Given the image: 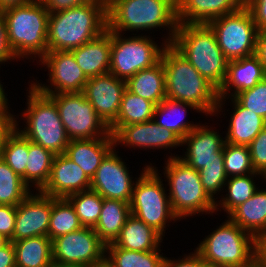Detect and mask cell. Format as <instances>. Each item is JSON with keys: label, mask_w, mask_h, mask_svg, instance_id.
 Returning <instances> with one entry per match:
<instances>
[{"label": "cell", "mask_w": 266, "mask_h": 267, "mask_svg": "<svg viewBox=\"0 0 266 267\" xmlns=\"http://www.w3.org/2000/svg\"><path fill=\"white\" fill-rule=\"evenodd\" d=\"M39 61L48 68V80L51 84L50 87L39 82L30 83L39 92L45 95L83 92L89 78L80 69L70 51L47 52Z\"/></svg>", "instance_id": "obj_14"}, {"label": "cell", "mask_w": 266, "mask_h": 267, "mask_svg": "<svg viewBox=\"0 0 266 267\" xmlns=\"http://www.w3.org/2000/svg\"><path fill=\"white\" fill-rule=\"evenodd\" d=\"M56 104L70 140L95 139L112 135L83 92L48 95Z\"/></svg>", "instance_id": "obj_12"}, {"label": "cell", "mask_w": 266, "mask_h": 267, "mask_svg": "<svg viewBox=\"0 0 266 267\" xmlns=\"http://www.w3.org/2000/svg\"><path fill=\"white\" fill-rule=\"evenodd\" d=\"M265 78L266 70L255 54L249 57L230 60L228 62L226 79L218 90L219 100L216 114L221 111L220 109L225 104L223 103L226 101L224 99H228L229 96L234 97L237 93L253 88ZM231 88L234 89L232 93L230 92ZM227 95L229 96L227 97Z\"/></svg>", "instance_id": "obj_21"}, {"label": "cell", "mask_w": 266, "mask_h": 267, "mask_svg": "<svg viewBox=\"0 0 266 267\" xmlns=\"http://www.w3.org/2000/svg\"><path fill=\"white\" fill-rule=\"evenodd\" d=\"M126 81L111 73L90 77L83 93L91 103L95 112L110 127L117 118Z\"/></svg>", "instance_id": "obj_17"}, {"label": "cell", "mask_w": 266, "mask_h": 267, "mask_svg": "<svg viewBox=\"0 0 266 267\" xmlns=\"http://www.w3.org/2000/svg\"><path fill=\"white\" fill-rule=\"evenodd\" d=\"M5 91L3 89V85L0 83V112H2L3 110H7L8 107V99L5 96Z\"/></svg>", "instance_id": "obj_54"}, {"label": "cell", "mask_w": 266, "mask_h": 267, "mask_svg": "<svg viewBox=\"0 0 266 267\" xmlns=\"http://www.w3.org/2000/svg\"><path fill=\"white\" fill-rule=\"evenodd\" d=\"M192 253L177 260L165 256L162 267H210L195 250Z\"/></svg>", "instance_id": "obj_46"}, {"label": "cell", "mask_w": 266, "mask_h": 267, "mask_svg": "<svg viewBox=\"0 0 266 267\" xmlns=\"http://www.w3.org/2000/svg\"><path fill=\"white\" fill-rule=\"evenodd\" d=\"M51 267H75V266H62L53 263Z\"/></svg>", "instance_id": "obj_58"}, {"label": "cell", "mask_w": 266, "mask_h": 267, "mask_svg": "<svg viewBox=\"0 0 266 267\" xmlns=\"http://www.w3.org/2000/svg\"><path fill=\"white\" fill-rule=\"evenodd\" d=\"M178 24L176 0H115L107 7V29L116 33L167 27L164 42L168 44Z\"/></svg>", "instance_id": "obj_3"}, {"label": "cell", "mask_w": 266, "mask_h": 267, "mask_svg": "<svg viewBox=\"0 0 266 267\" xmlns=\"http://www.w3.org/2000/svg\"><path fill=\"white\" fill-rule=\"evenodd\" d=\"M107 30V7L102 0L49 13L47 52L70 51Z\"/></svg>", "instance_id": "obj_1"}, {"label": "cell", "mask_w": 266, "mask_h": 267, "mask_svg": "<svg viewBox=\"0 0 266 267\" xmlns=\"http://www.w3.org/2000/svg\"><path fill=\"white\" fill-rule=\"evenodd\" d=\"M29 86L27 108L22 114L26 127L19 131L29 141L41 145L54 155L64 154L70 139L55 102L32 84Z\"/></svg>", "instance_id": "obj_7"}, {"label": "cell", "mask_w": 266, "mask_h": 267, "mask_svg": "<svg viewBox=\"0 0 266 267\" xmlns=\"http://www.w3.org/2000/svg\"><path fill=\"white\" fill-rule=\"evenodd\" d=\"M128 168L120 158L115 147L105 156L91 178L90 189L103 198L130 203L136 181L132 182Z\"/></svg>", "instance_id": "obj_15"}, {"label": "cell", "mask_w": 266, "mask_h": 267, "mask_svg": "<svg viewBox=\"0 0 266 267\" xmlns=\"http://www.w3.org/2000/svg\"><path fill=\"white\" fill-rule=\"evenodd\" d=\"M204 124L191 130L183 139L182 146L188 147L185 156L179 157L185 164L193 169L200 170L205 164L224 163L223 139L217 131Z\"/></svg>", "instance_id": "obj_18"}, {"label": "cell", "mask_w": 266, "mask_h": 267, "mask_svg": "<svg viewBox=\"0 0 266 267\" xmlns=\"http://www.w3.org/2000/svg\"><path fill=\"white\" fill-rule=\"evenodd\" d=\"M162 241L158 231L130 214L114 244L131 251H153L160 247Z\"/></svg>", "instance_id": "obj_26"}, {"label": "cell", "mask_w": 266, "mask_h": 267, "mask_svg": "<svg viewBox=\"0 0 266 267\" xmlns=\"http://www.w3.org/2000/svg\"><path fill=\"white\" fill-rule=\"evenodd\" d=\"M16 58L17 57L9 45L6 23L0 12V64L11 59L15 60Z\"/></svg>", "instance_id": "obj_48"}, {"label": "cell", "mask_w": 266, "mask_h": 267, "mask_svg": "<svg viewBox=\"0 0 266 267\" xmlns=\"http://www.w3.org/2000/svg\"><path fill=\"white\" fill-rule=\"evenodd\" d=\"M111 31V57L109 73L127 81L137 72L150 68L161 60L166 43L158 46L149 36L126 38Z\"/></svg>", "instance_id": "obj_10"}, {"label": "cell", "mask_w": 266, "mask_h": 267, "mask_svg": "<svg viewBox=\"0 0 266 267\" xmlns=\"http://www.w3.org/2000/svg\"><path fill=\"white\" fill-rule=\"evenodd\" d=\"M233 104L229 128L225 142L233 145L249 146L252 140L266 126V120L255 112L243 107L234 97L230 98Z\"/></svg>", "instance_id": "obj_25"}, {"label": "cell", "mask_w": 266, "mask_h": 267, "mask_svg": "<svg viewBox=\"0 0 266 267\" xmlns=\"http://www.w3.org/2000/svg\"><path fill=\"white\" fill-rule=\"evenodd\" d=\"M255 263L259 267H266V233L256 237Z\"/></svg>", "instance_id": "obj_51"}, {"label": "cell", "mask_w": 266, "mask_h": 267, "mask_svg": "<svg viewBox=\"0 0 266 267\" xmlns=\"http://www.w3.org/2000/svg\"><path fill=\"white\" fill-rule=\"evenodd\" d=\"M15 250L14 245L9 241L5 246L0 248V267H15Z\"/></svg>", "instance_id": "obj_50"}, {"label": "cell", "mask_w": 266, "mask_h": 267, "mask_svg": "<svg viewBox=\"0 0 266 267\" xmlns=\"http://www.w3.org/2000/svg\"><path fill=\"white\" fill-rule=\"evenodd\" d=\"M16 222V206L0 205V234L11 240Z\"/></svg>", "instance_id": "obj_44"}, {"label": "cell", "mask_w": 266, "mask_h": 267, "mask_svg": "<svg viewBox=\"0 0 266 267\" xmlns=\"http://www.w3.org/2000/svg\"><path fill=\"white\" fill-rule=\"evenodd\" d=\"M130 214V203L103 198L99 219L93 227L94 231L106 245L114 243Z\"/></svg>", "instance_id": "obj_29"}, {"label": "cell", "mask_w": 266, "mask_h": 267, "mask_svg": "<svg viewBox=\"0 0 266 267\" xmlns=\"http://www.w3.org/2000/svg\"><path fill=\"white\" fill-rule=\"evenodd\" d=\"M245 0H176L179 24H207L237 11Z\"/></svg>", "instance_id": "obj_22"}, {"label": "cell", "mask_w": 266, "mask_h": 267, "mask_svg": "<svg viewBox=\"0 0 266 267\" xmlns=\"http://www.w3.org/2000/svg\"><path fill=\"white\" fill-rule=\"evenodd\" d=\"M2 15L9 45L17 59L38 56L41 59L47 53L49 11L40 0L5 10Z\"/></svg>", "instance_id": "obj_5"}, {"label": "cell", "mask_w": 266, "mask_h": 267, "mask_svg": "<svg viewBox=\"0 0 266 267\" xmlns=\"http://www.w3.org/2000/svg\"><path fill=\"white\" fill-rule=\"evenodd\" d=\"M13 116L16 115L11 114L9 109L0 112V158L7 136L16 127V118Z\"/></svg>", "instance_id": "obj_47"}, {"label": "cell", "mask_w": 266, "mask_h": 267, "mask_svg": "<svg viewBox=\"0 0 266 267\" xmlns=\"http://www.w3.org/2000/svg\"><path fill=\"white\" fill-rule=\"evenodd\" d=\"M186 107L200 112L198 108L192 104L166 98L155 107L153 120L159 126L172 130L183 139L191 130L198 126V123L196 125L194 122L192 124L184 120L185 113L187 112ZM157 116L158 118L161 116V119L156 118Z\"/></svg>", "instance_id": "obj_32"}, {"label": "cell", "mask_w": 266, "mask_h": 267, "mask_svg": "<svg viewBox=\"0 0 266 267\" xmlns=\"http://www.w3.org/2000/svg\"><path fill=\"white\" fill-rule=\"evenodd\" d=\"M49 13L63 11L72 7L80 6L92 0H40Z\"/></svg>", "instance_id": "obj_49"}, {"label": "cell", "mask_w": 266, "mask_h": 267, "mask_svg": "<svg viewBox=\"0 0 266 267\" xmlns=\"http://www.w3.org/2000/svg\"><path fill=\"white\" fill-rule=\"evenodd\" d=\"M251 267H259L256 263L253 265V266H251Z\"/></svg>", "instance_id": "obj_59"}, {"label": "cell", "mask_w": 266, "mask_h": 267, "mask_svg": "<svg viewBox=\"0 0 266 267\" xmlns=\"http://www.w3.org/2000/svg\"><path fill=\"white\" fill-rule=\"evenodd\" d=\"M53 263L91 267L106 261V244L93 227H82L52 240Z\"/></svg>", "instance_id": "obj_13"}, {"label": "cell", "mask_w": 266, "mask_h": 267, "mask_svg": "<svg viewBox=\"0 0 266 267\" xmlns=\"http://www.w3.org/2000/svg\"><path fill=\"white\" fill-rule=\"evenodd\" d=\"M161 60L165 72L166 98L192 104L200 113L215 115L219 100L218 89L171 43L165 45Z\"/></svg>", "instance_id": "obj_2"}, {"label": "cell", "mask_w": 266, "mask_h": 267, "mask_svg": "<svg viewBox=\"0 0 266 267\" xmlns=\"http://www.w3.org/2000/svg\"><path fill=\"white\" fill-rule=\"evenodd\" d=\"M199 171L204 191L215 201L217 192H220L227 181L224 163L205 164Z\"/></svg>", "instance_id": "obj_41"}, {"label": "cell", "mask_w": 266, "mask_h": 267, "mask_svg": "<svg viewBox=\"0 0 266 267\" xmlns=\"http://www.w3.org/2000/svg\"><path fill=\"white\" fill-rule=\"evenodd\" d=\"M218 90L223 85L229 60L207 24H178L171 43Z\"/></svg>", "instance_id": "obj_4"}, {"label": "cell", "mask_w": 266, "mask_h": 267, "mask_svg": "<svg viewBox=\"0 0 266 267\" xmlns=\"http://www.w3.org/2000/svg\"><path fill=\"white\" fill-rule=\"evenodd\" d=\"M70 52L88 78L109 73L111 31L107 29L100 36Z\"/></svg>", "instance_id": "obj_24"}, {"label": "cell", "mask_w": 266, "mask_h": 267, "mask_svg": "<svg viewBox=\"0 0 266 267\" xmlns=\"http://www.w3.org/2000/svg\"><path fill=\"white\" fill-rule=\"evenodd\" d=\"M114 144L132 148L170 149L182 146V139L172 130L159 126L154 120L122 126L114 135Z\"/></svg>", "instance_id": "obj_19"}, {"label": "cell", "mask_w": 266, "mask_h": 267, "mask_svg": "<svg viewBox=\"0 0 266 267\" xmlns=\"http://www.w3.org/2000/svg\"><path fill=\"white\" fill-rule=\"evenodd\" d=\"M155 107L153 102L130 92L126 88L116 121L109 127L111 134L114 135L122 126L153 120Z\"/></svg>", "instance_id": "obj_31"}, {"label": "cell", "mask_w": 266, "mask_h": 267, "mask_svg": "<svg viewBox=\"0 0 266 267\" xmlns=\"http://www.w3.org/2000/svg\"><path fill=\"white\" fill-rule=\"evenodd\" d=\"M90 187L91 179L82 168L65 154H60L54 156L50 177L40 192L54 198H66Z\"/></svg>", "instance_id": "obj_20"}, {"label": "cell", "mask_w": 266, "mask_h": 267, "mask_svg": "<svg viewBox=\"0 0 266 267\" xmlns=\"http://www.w3.org/2000/svg\"><path fill=\"white\" fill-rule=\"evenodd\" d=\"M17 267H51L52 240L49 236H34L12 242Z\"/></svg>", "instance_id": "obj_30"}, {"label": "cell", "mask_w": 266, "mask_h": 267, "mask_svg": "<svg viewBox=\"0 0 266 267\" xmlns=\"http://www.w3.org/2000/svg\"><path fill=\"white\" fill-rule=\"evenodd\" d=\"M160 251H131L111 243L106 245V261L112 267H162L165 256Z\"/></svg>", "instance_id": "obj_34"}, {"label": "cell", "mask_w": 266, "mask_h": 267, "mask_svg": "<svg viewBox=\"0 0 266 267\" xmlns=\"http://www.w3.org/2000/svg\"><path fill=\"white\" fill-rule=\"evenodd\" d=\"M32 189L0 158V205L17 206Z\"/></svg>", "instance_id": "obj_38"}, {"label": "cell", "mask_w": 266, "mask_h": 267, "mask_svg": "<svg viewBox=\"0 0 266 267\" xmlns=\"http://www.w3.org/2000/svg\"><path fill=\"white\" fill-rule=\"evenodd\" d=\"M234 98L245 108L266 120V78L253 88L237 93Z\"/></svg>", "instance_id": "obj_42"}, {"label": "cell", "mask_w": 266, "mask_h": 267, "mask_svg": "<svg viewBox=\"0 0 266 267\" xmlns=\"http://www.w3.org/2000/svg\"><path fill=\"white\" fill-rule=\"evenodd\" d=\"M126 88L156 106L166 99L165 72L162 60L137 72L126 81Z\"/></svg>", "instance_id": "obj_28"}, {"label": "cell", "mask_w": 266, "mask_h": 267, "mask_svg": "<svg viewBox=\"0 0 266 267\" xmlns=\"http://www.w3.org/2000/svg\"><path fill=\"white\" fill-rule=\"evenodd\" d=\"M9 241H10L9 239H7L5 236L0 234V248L5 246Z\"/></svg>", "instance_id": "obj_55"}, {"label": "cell", "mask_w": 266, "mask_h": 267, "mask_svg": "<svg viewBox=\"0 0 266 267\" xmlns=\"http://www.w3.org/2000/svg\"><path fill=\"white\" fill-rule=\"evenodd\" d=\"M32 1L35 0H0V12L2 13L8 9L26 5Z\"/></svg>", "instance_id": "obj_53"}, {"label": "cell", "mask_w": 266, "mask_h": 267, "mask_svg": "<svg viewBox=\"0 0 266 267\" xmlns=\"http://www.w3.org/2000/svg\"><path fill=\"white\" fill-rule=\"evenodd\" d=\"M244 5L249 9L257 29L266 30V0H245Z\"/></svg>", "instance_id": "obj_45"}, {"label": "cell", "mask_w": 266, "mask_h": 267, "mask_svg": "<svg viewBox=\"0 0 266 267\" xmlns=\"http://www.w3.org/2000/svg\"><path fill=\"white\" fill-rule=\"evenodd\" d=\"M195 251L210 267H251L255 264L256 238L228 217Z\"/></svg>", "instance_id": "obj_6"}, {"label": "cell", "mask_w": 266, "mask_h": 267, "mask_svg": "<svg viewBox=\"0 0 266 267\" xmlns=\"http://www.w3.org/2000/svg\"><path fill=\"white\" fill-rule=\"evenodd\" d=\"M83 227L73 206L66 198L52 197L48 236L51 240Z\"/></svg>", "instance_id": "obj_36"}, {"label": "cell", "mask_w": 266, "mask_h": 267, "mask_svg": "<svg viewBox=\"0 0 266 267\" xmlns=\"http://www.w3.org/2000/svg\"><path fill=\"white\" fill-rule=\"evenodd\" d=\"M227 217L255 238L266 233V189H258Z\"/></svg>", "instance_id": "obj_27"}, {"label": "cell", "mask_w": 266, "mask_h": 267, "mask_svg": "<svg viewBox=\"0 0 266 267\" xmlns=\"http://www.w3.org/2000/svg\"><path fill=\"white\" fill-rule=\"evenodd\" d=\"M223 157L224 168L228 178L255 173L248 146L233 145L225 142Z\"/></svg>", "instance_id": "obj_40"}, {"label": "cell", "mask_w": 266, "mask_h": 267, "mask_svg": "<svg viewBox=\"0 0 266 267\" xmlns=\"http://www.w3.org/2000/svg\"><path fill=\"white\" fill-rule=\"evenodd\" d=\"M207 25L229 61L255 54L259 30L245 5L235 12L211 20Z\"/></svg>", "instance_id": "obj_11"}, {"label": "cell", "mask_w": 266, "mask_h": 267, "mask_svg": "<svg viewBox=\"0 0 266 267\" xmlns=\"http://www.w3.org/2000/svg\"><path fill=\"white\" fill-rule=\"evenodd\" d=\"M91 267H112V266L107 261H104L101 264L94 265V266H91Z\"/></svg>", "instance_id": "obj_56"}, {"label": "cell", "mask_w": 266, "mask_h": 267, "mask_svg": "<svg viewBox=\"0 0 266 267\" xmlns=\"http://www.w3.org/2000/svg\"><path fill=\"white\" fill-rule=\"evenodd\" d=\"M73 206L83 227H94L100 216L103 197L92 189L77 192L66 197Z\"/></svg>", "instance_id": "obj_39"}, {"label": "cell", "mask_w": 266, "mask_h": 267, "mask_svg": "<svg viewBox=\"0 0 266 267\" xmlns=\"http://www.w3.org/2000/svg\"><path fill=\"white\" fill-rule=\"evenodd\" d=\"M163 168L168 179L169 199L173 213L179 218H186L196 213H214L215 203L204 191L199 171L185 164L177 156L166 160Z\"/></svg>", "instance_id": "obj_8"}, {"label": "cell", "mask_w": 266, "mask_h": 267, "mask_svg": "<svg viewBox=\"0 0 266 267\" xmlns=\"http://www.w3.org/2000/svg\"><path fill=\"white\" fill-rule=\"evenodd\" d=\"M17 126L18 122L16 120V127L5 140L1 158L25 182L28 139L19 131L20 128Z\"/></svg>", "instance_id": "obj_37"}, {"label": "cell", "mask_w": 266, "mask_h": 267, "mask_svg": "<svg viewBox=\"0 0 266 267\" xmlns=\"http://www.w3.org/2000/svg\"><path fill=\"white\" fill-rule=\"evenodd\" d=\"M255 55L266 70V30L258 32Z\"/></svg>", "instance_id": "obj_52"}, {"label": "cell", "mask_w": 266, "mask_h": 267, "mask_svg": "<svg viewBox=\"0 0 266 267\" xmlns=\"http://www.w3.org/2000/svg\"><path fill=\"white\" fill-rule=\"evenodd\" d=\"M106 7H108L115 0H102Z\"/></svg>", "instance_id": "obj_57"}, {"label": "cell", "mask_w": 266, "mask_h": 267, "mask_svg": "<svg viewBox=\"0 0 266 267\" xmlns=\"http://www.w3.org/2000/svg\"><path fill=\"white\" fill-rule=\"evenodd\" d=\"M54 156L51 151L28 140L25 183L29 187L33 186L37 191H40L45 186L50 177Z\"/></svg>", "instance_id": "obj_33"}, {"label": "cell", "mask_w": 266, "mask_h": 267, "mask_svg": "<svg viewBox=\"0 0 266 267\" xmlns=\"http://www.w3.org/2000/svg\"><path fill=\"white\" fill-rule=\"evenodd\" d=\"M256 175H260L264 179L263 175L256 172L244 176L227 178L224 186H228V193L225 195L226 197L218 200V202L215 203V211H218V209L222 207L221 209L224 210L226 214L228 213L227 215H229L236 207L244 203L247 199L251 198L258 190L254 182Z\"/></svg>", "instance_id": "obj_35"}, {"label": "cell", "mask_w": 266, "mask_h": 267, "mask_svg": "<svg viewBox=\"0 0 266 267\" xmlns=\"http://www.w3.org/2000/svg\"><path fill=\"white\" fill-rule=\"evenodd\" d=\"M252 166L256 173L266 176V126L248 146Z\"/></svg>", "instance_id": "obj_43"}, {"label": "cell", "mask_w": 266, "mask_h": 267, "mask_svg": "<svg viewBox=\"0 0 266 267\" xmlns=\"http://www.w3.org/2000/svg\"><path fill=\"white\" fill-rule=\"evenodd\" d=\"M134 185L130 212L162 236L166 223L179 218L173 213L169 196L156 167L146 165Z\"/></svg>", "instance_id": "obj_9"}, {"label": "cell", "mask_w": 266, "mask_h": 267, "mask_svg": "<svg viewBox=\"0 0 266 267\" xmlns=\"http://www.w3.org/2000/svg\"><path fill=\"white\" fill-rule=\"evenodd\" d=\"M115 147L113 135L95 139L70 140L64 154L91 179L101 161Z\"/></svg>", "instance_id": "obj_23"}, {"label": "cell", "mask_w": 266, "mask_h": 267, "mask_svg": "<svg viewBox=\"0 0 266 267\" xmlns=\"http://www.w3.org/2000/svg\"><path fill=\"white\" fill-rule=\"evenodd\" d=\"M52 196L30 193L16 206V222L11 242L34 236H48Z\"/></svg>", "instance_id": "obj_16"}]
</instances>
